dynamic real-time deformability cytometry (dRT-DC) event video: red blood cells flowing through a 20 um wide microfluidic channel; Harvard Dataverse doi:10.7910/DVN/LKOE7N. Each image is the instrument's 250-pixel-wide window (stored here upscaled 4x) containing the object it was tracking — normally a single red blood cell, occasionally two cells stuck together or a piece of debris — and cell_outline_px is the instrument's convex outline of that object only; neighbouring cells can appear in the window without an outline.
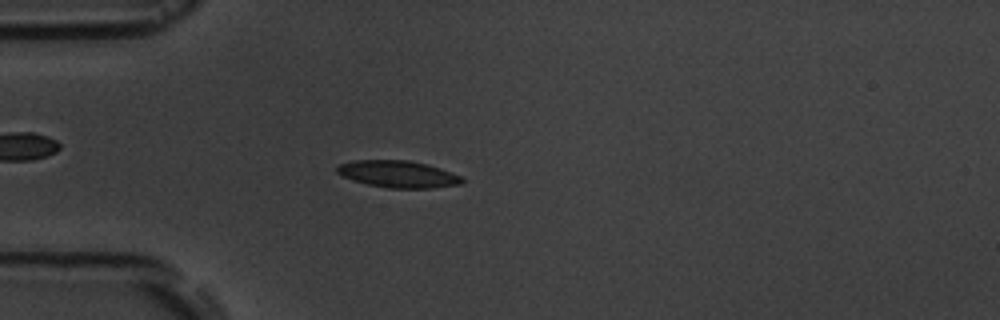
{"species": "common noctule bat (a hibernating species)", "species_latin": "Nyctalus noctula", "temperature_condition": "room temperature", "stored_images_in_passage": 4, "camera_frame_rate_fps": 3000, "um_per_image_px": 0.085, "animal": {"sex": "male", "body_mass_g": 19.5, "forearm_length_mm": 54.6}, "frame": {"image": 1, "passage_image": 4, "time_ms": 4.333, "image_size_px": [1000, 320], "cell_outline_px": [[464, 180], [460, 184], [432, 188], [388, 188], [368, 184], [352, 180], [336, 172], [336, 168], [340, 164], [352, 160], [408, 160], [440, 168], [460, 176]], "centroid_in_image_um": [33.81, 14.8], "position_along_channel_um": 51.2, "area_um2": 19.42}}